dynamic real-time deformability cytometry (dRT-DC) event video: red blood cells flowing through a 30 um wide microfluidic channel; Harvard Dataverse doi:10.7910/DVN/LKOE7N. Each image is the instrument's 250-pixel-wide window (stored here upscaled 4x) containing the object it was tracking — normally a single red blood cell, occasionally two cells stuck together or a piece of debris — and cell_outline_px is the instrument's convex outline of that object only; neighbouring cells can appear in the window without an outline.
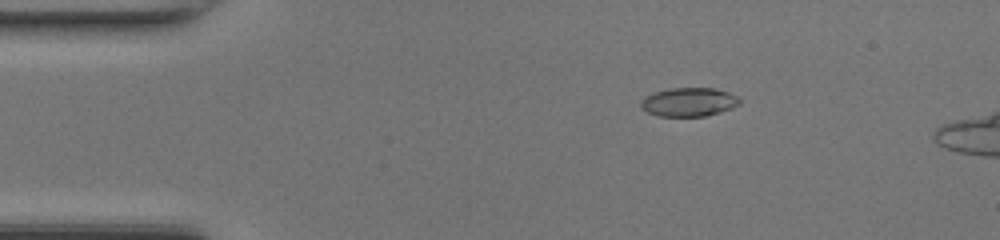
{"species": "common noctule bat (a hibernating species)", "species_latin": "Nyctalus noctula", "temperature_condition": "room temperature", "stored_images_in_passage": 41, "camera_frame_rate_fps": 3000, "um_per_image_px": 0.085, "animal": {"sex": "female", "body_mass_g": 17.0, "forearm_length_mm": 48.0}, "frame": {"image": 1, "passage_image": 2, "time_ms": 0.333, "image_size_px": [1000, 240], "cell_outline_px": [[740, 104], [732, 108], [720, 112], [704, 116], [660, 116], [648, 112], [640, 108], [640, 104], [644, 96], [668, 88], [716, 88], [728, 92], [736, 96], [740, 100]], "centroid_in_image_um": [58.55, 8.67], "position_along_channel_um": 26.5, "area_um2": 16.53}}
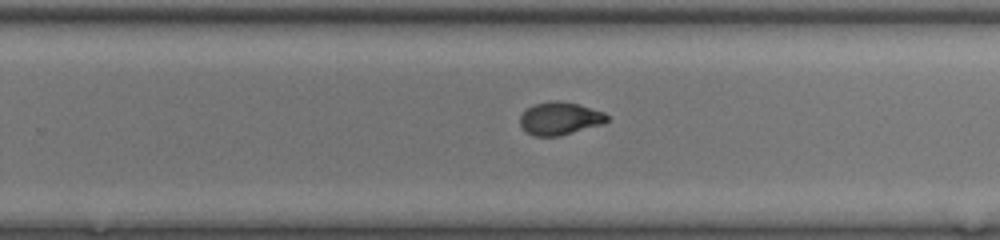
{"frame": {"image": 2, "passage_image": 24, "time_ms": 7.667, "image_size_px": [1000, 240], "cell_outline_px": [[608, 120], [604, 124], [560, 136], [536, 136], [524, 132], [520, 124], [520, 116], [528, 108], [536, 104], [556, 100], [576, 104], [604, 112], [608, 116]], "centroid_in_image_um": [47.59, 10.09], "position_along_channel_um": 282.2, "area_um2": 16.53}}
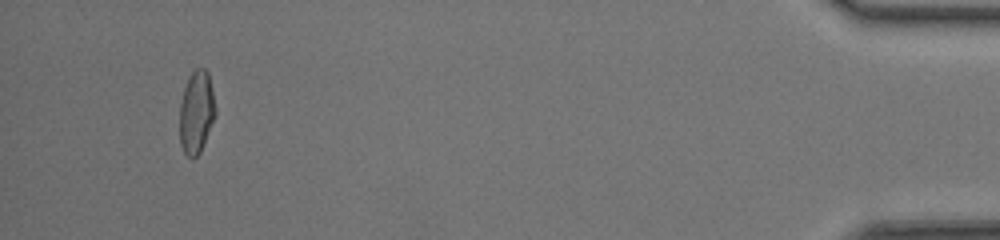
{"frame": {"image": 3, "passage_image": 39, "time_ms": 12.667, "image_size_px": [1000, 240], "cell_outline_px": [[216, 116], [200, 152], [192, 160], [184, 152], [180, 144], [180, 104], [184, 88], [192, 72], [196, 68], [204, 68], [208, 72], [216, 108]], "centroid_in_image_um": [16.7, 9.55], "position_along_channel_um": 418.5, "area_um2": 17.22}, "authors_computed_cell_mechanics": {"area_um2": 16.8776, "velocity_mm_per_s": 4.3527, "shape_relaxation_time_tau1_ms": null, "shape_relaxation_time_tau2_ms": 1.3693, "deformation_change_tau1": null, "deformation_change_tau2": 0.065}}